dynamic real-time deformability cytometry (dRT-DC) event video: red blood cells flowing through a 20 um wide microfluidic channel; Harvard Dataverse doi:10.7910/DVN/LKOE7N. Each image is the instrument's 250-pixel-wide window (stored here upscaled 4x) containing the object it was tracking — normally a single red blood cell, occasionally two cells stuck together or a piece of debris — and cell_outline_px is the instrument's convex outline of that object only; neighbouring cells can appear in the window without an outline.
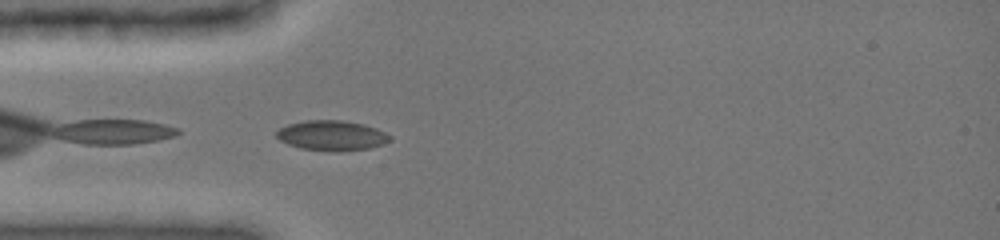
{"species": "common noctule bat (a hibernating species)", "species_latin": "Nyctalus noctula", "temperature_condition": "cold", "stored_images_in_passage": 2, "camera_frame_rate_fps": 3000, "um_per_image_px": 0.085, "animal": {"sex": "female", "body_mass_g": 19.0, "forearm_length_mm": 51.5}, "frame": {"image": 1, "passage_image": 2, "time_ms": 0.667, "image_size_px": [1000, 240], "cell_outline_px": [[392, 140], [384, 144], [368, 148], [340, 152], [336, 152], [300, 148], [288, 144], [280, 140], [276, 136], [276, 132], [280, 128], [288, 124], [304, 120], [344, 120], [364, 124], [376, 128], [392, 136]], "centroid_in_image_um": [28.22, 11.52], "position_along_channel_um": 56.8, "area_um2": 20.06}}